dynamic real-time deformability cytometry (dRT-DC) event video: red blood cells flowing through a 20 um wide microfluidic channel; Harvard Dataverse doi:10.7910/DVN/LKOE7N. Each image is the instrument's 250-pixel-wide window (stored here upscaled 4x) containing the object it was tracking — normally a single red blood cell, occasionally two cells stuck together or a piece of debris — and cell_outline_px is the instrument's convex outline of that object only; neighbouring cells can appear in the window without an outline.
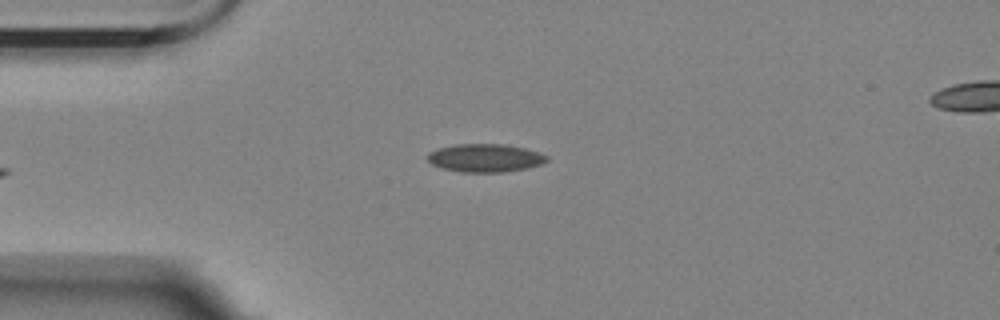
{"species": "Egyptian fruit bat (a non-hibernating species)", "species_latin": "Rousettus aegyptiacus", "temperature_condition": "room temperature", "stored_images_in_passage": 5, "camera_frame_rate_fps": 3000, "um_per_image_px": 0.085, "animal": {"sex": "female"}, "frame": {"image": 1, "passage_image": 5, "time_ms": 5.667, "image_size_px": [1000, 320], "cell_outline_px": [[548, 160], [540, 164], [528, 168], [500, 172], [464, 172], [444, 168], [432, 164], [428, 160], [428, 152], [440, 148], [456, 144], [504, 144], [524, 148], [540, 152], [548, 156]], "centroid_in_image_um": [41.26, 13.42], "position_along_channel_um": 43.7, "area_um2": 19.36}}